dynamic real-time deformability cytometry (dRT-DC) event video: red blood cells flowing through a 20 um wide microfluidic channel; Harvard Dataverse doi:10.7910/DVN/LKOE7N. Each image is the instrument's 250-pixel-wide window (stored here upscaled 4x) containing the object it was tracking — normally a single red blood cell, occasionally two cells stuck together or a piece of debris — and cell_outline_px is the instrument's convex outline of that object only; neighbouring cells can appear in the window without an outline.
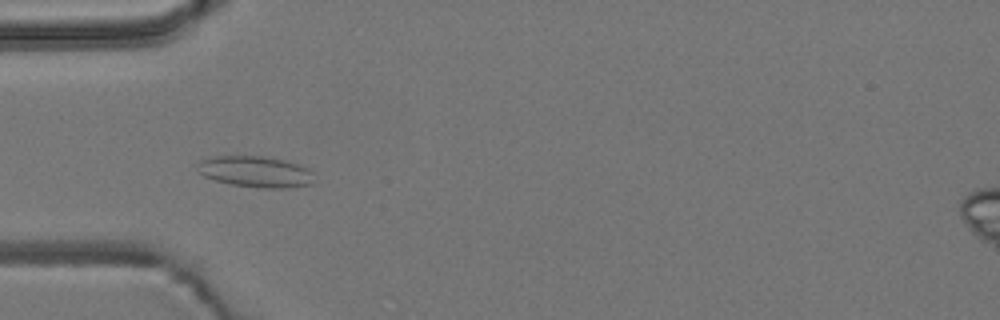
{"species": "common noctule bat (a hibernating species)", "species_latin": "Nyctalus noctula", "temperature_condition": "room temperature", "stored_images_in_passage": 42, "camera_frame_rate_fps": 3000, "um_per_image_px": 0.085, "animal": {"sex": "male", "body_mass_g": 19.2, "forearm_length_mm": 51.8}, "frame": {"image": 1, "passage_image": 7, "time_ms": 2.0, "image_size_px": [1000, 320], "cell_outline_px": [[312, 184], [288, 188], [264, 188], [232, 184], [216, 180], [204, 176], [196, 172], [196, 164], [200, 160], [216, 156], [264, 156], [288, 160], [300, 164], [308, 168], [312, 172]], "centroid_in_image_um": [21.71, 14.58], "position_along_channel_um": 63.3, "area_um2": 21.39}}
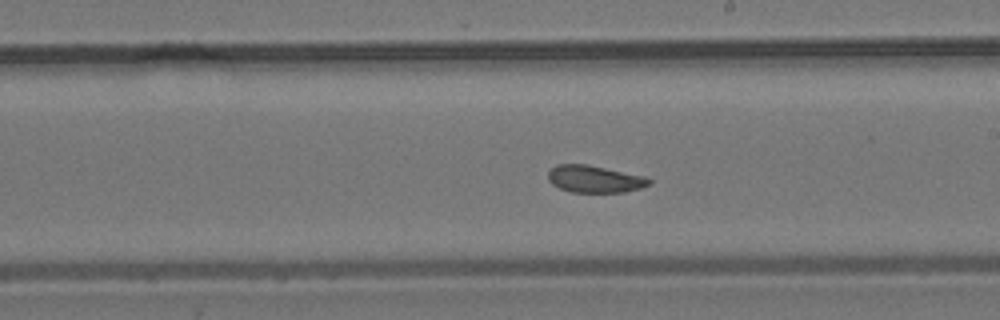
{"frame": {"image": 2, "passage_image": 21, "time_ms": 6.667, "image_size_px": [1000, 320], "cell_outline_px": [[652, 184], [640, 188], [624, 192], [572, 192], [560, 188], [552, 184], [548, 180], [548, 172], [556, 164], [588, 164], [644, 176], [652, 180]], "centroid_in_image_um": [50.55, 15.21], "position_along_channel_um": 238.5, "area_um2": 16.01}}
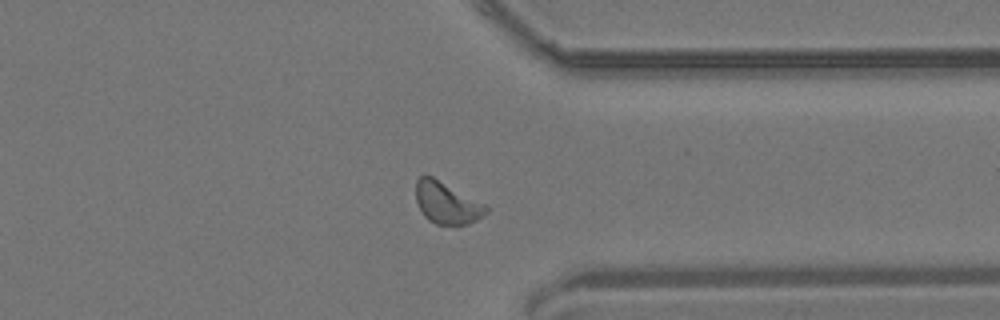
{"frame": {"image": 3, "passage_image": 32, "time_ms": 10.333, "image_size_px": [1000, 320], "cell_outline_px": [[488, 212], [484, 216], [468, 224], [456, 228], [436, 224], [428, 220], [424, 216], [416, 200], [416, 180], [420, 176], [432, 176], [488, 204]], "centroid_in_image_um": [38.03, 17.29], "position_along_channel_um": 373.4, "area_um2": 17.74}, "authors_computed_cell_mechanics": {"area_um2": 16.7042, "velocity_mm_per_s": 3.7654, "shape_relaxation_time_tau1_ms": null, "shape_relaxation_time_tau2_ms": 4.7245, "deformation_change_tau1": null, "deformation_change_tau2": 0.0671}}